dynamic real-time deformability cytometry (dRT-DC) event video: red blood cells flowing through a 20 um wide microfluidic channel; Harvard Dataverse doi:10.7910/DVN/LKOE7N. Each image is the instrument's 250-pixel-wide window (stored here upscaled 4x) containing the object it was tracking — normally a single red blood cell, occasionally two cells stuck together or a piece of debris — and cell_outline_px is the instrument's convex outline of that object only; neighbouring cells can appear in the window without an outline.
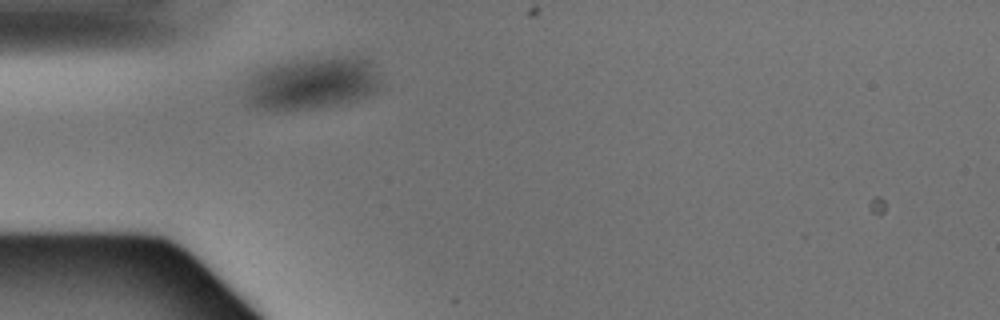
{"species": "Egyptian fruit bat (a non-hibernating species)", "species_latin": "Rousettus aegyptiacus", "temperature_condition": "warm", "stored_images_in_passage": 1, "camera_frame_rate_fps": 3000, "um_per_image_px": 0.085, "animal": {"sex": "male"}, "frame": {"image": 1, "passage_image": 1, "time_ms": 0.0, "image_size_px": [1000, 320], "cell_outline_px": [[380, 88], [376, 92], [368, 96], [344, 104], [316, 108], [256, 108], [248, 104], [244, 92], [248, 80], [256, 72], [264, 68], [296, 60], [344, 56], [356, 56], [364, 60], [380, 76]], "centroid_in_image_um": [26.55, 7.09], "position_along_channel_um": 58.5, "area_um2": 40.69}}